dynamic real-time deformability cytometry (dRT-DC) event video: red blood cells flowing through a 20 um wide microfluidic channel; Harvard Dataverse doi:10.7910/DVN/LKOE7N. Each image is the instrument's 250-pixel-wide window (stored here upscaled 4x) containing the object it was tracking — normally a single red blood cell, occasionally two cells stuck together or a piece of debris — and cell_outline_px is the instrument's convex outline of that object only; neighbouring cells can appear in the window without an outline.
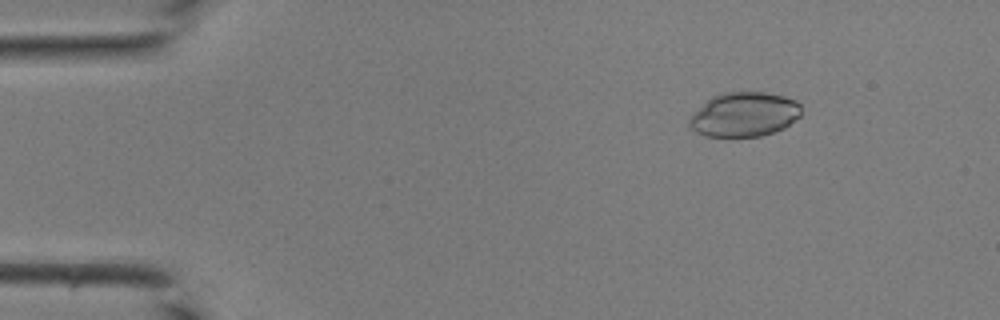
{"species": "common noctule bat (a hibernating species)", "species_latin": "Nyctalus noctula", "temperature_condition": "room temperature", "stored_images_in_passage": 43, "camera_frame_rate_fps": 3000, "um_per_image_px": 0.085, "animal": {"sex": "male", "body_mass_g": 19.0, "forearm_length_mm": 50.8}, "frame": {"image": 1, "passage_image": 6, "time_ms": 1.667, "image_size_px": [1000, 320], "cell_outline_px": [[800, 116], [784, 128], [760, 136], [704, 136], [696, 132], [688, 124], [688, 120], [712, 96], [724, 92], [764, 92], [784, 96], [796, 100], [800, 104]], "centroid_in_image_um": [63.28, 9.72], "position_along_channel_um": 21.7, "area_um2": 28.67}}
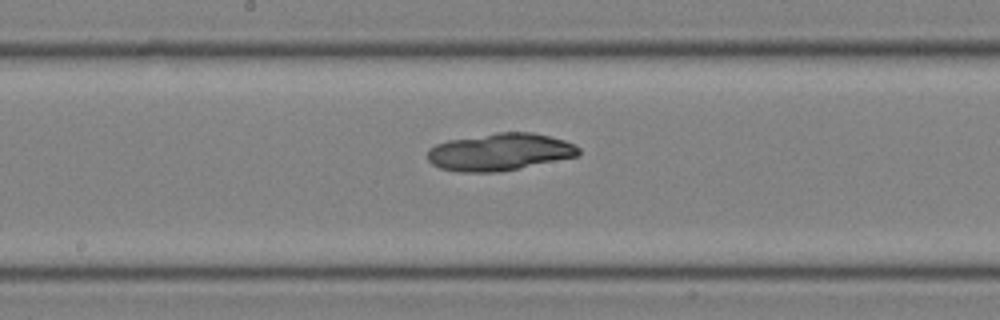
{"frame": {"image": 2, "passage_image": 23, "time_ms": 7.333, "image_size_px": [1000, 320], "cell_outline_px": [[580, 152], [576, 156], [520, 168], [496, 172], [460, 172], [440, 168], [432, 164], [428, 160], [428, 148], [436, 144], [448, 140], [496, 132], [532, 132], [564, 140], [576, 144], [580, 148]], "centroid_in_image_um": [42.46, 12.91], "position_along_channel_um": 205.7, "area_um2": 32.83}}
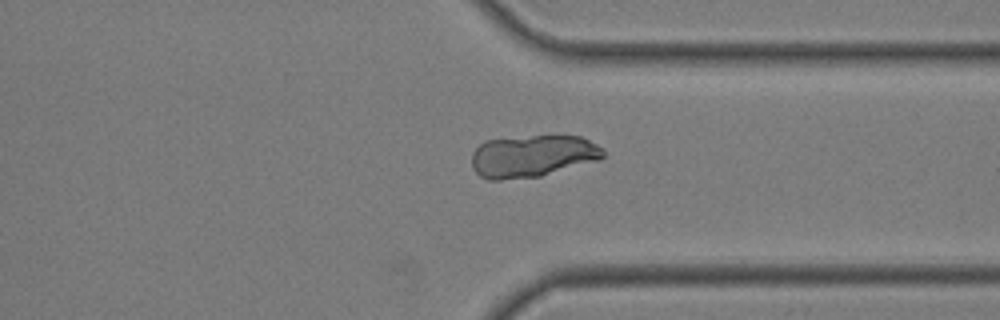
{"frame": {"image": 3, "passage_image": 33, "time_ms": 10.667, "image_size_px": [1000, 320], "cell_outline_px": [[604, 156], [600, 160], [540, 176], [500, 180], [488, 180], [480, 176], [472, 168], [472, 152], [484, 140], [532, 136], [580, 136], [604, 148]], "centroid_in_image_um": [45.26, 13.27], "position_along_channel_um": 366.1, "area_um2": 32.37}}